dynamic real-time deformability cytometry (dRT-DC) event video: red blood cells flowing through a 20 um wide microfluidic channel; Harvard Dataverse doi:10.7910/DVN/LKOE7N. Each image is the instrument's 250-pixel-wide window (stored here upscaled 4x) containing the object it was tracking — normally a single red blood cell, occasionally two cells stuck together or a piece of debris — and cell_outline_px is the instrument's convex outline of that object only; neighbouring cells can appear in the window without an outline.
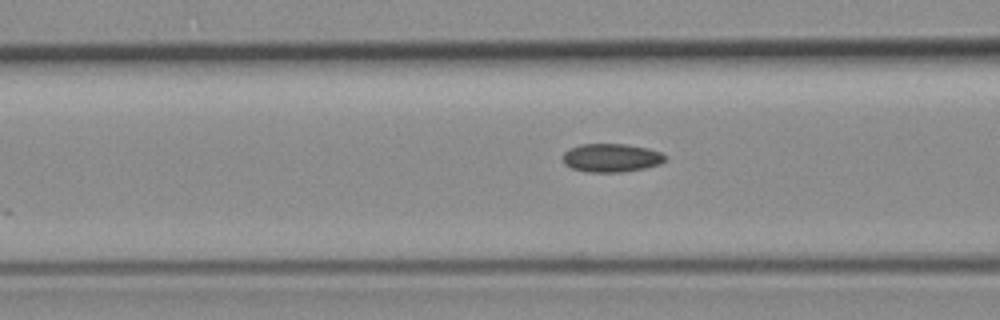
{"species": "common noctule bat (a hibernating species)", "species_latin": "Nyctalus noctula", "temperature_condition": "room temperature", "stored_images_in_passage": 7, "camera_frame_rate_fps": 3000, "um_per_image_px": 0.085, "animal": {"sex": "female", "body_mass_g": 19.3, "forearm_length_mm": 54.1}, "frame": {"image": 1, "passage_image": 5, "time_ms": 1.333, "image_size_px": [1000, 320], "cell_outline_px": [[668, 156], [660, 164], [644, 168], [620, 172], [588, 172], [572, 168], [564, 164], [564, 152], [568, 148], [580, 144], [628, 144], [648, 148], [660, 152]], "centroid_in_image_um": [51.96, 13.4], "position_along_channel_um": 114.6, "area_um2": 16.99}}